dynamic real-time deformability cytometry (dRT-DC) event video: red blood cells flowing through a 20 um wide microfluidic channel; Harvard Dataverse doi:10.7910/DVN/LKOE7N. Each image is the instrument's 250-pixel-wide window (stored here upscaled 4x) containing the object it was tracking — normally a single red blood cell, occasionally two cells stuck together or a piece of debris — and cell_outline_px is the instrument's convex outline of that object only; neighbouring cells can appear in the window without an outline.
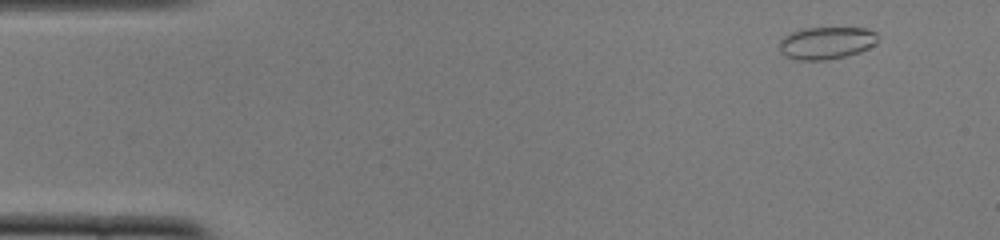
{"species": "common noctule bat (a hibernating species)", "species_latin": "Nyctalus noctula", "temperature_condition": "cold", "stored_images_in_passage": 51, "camera_frame_rate_fps": 3000, "um_per_image_px": 0.085, "animal": {"sex": "female", "body_mass_g": 22.0, "forearm_length_mm": 56.7}, "frame": {"image": 1, "passage_image": 4, "time_ms": 1.0, "image_size_px": [1000, 240], "cell_outline_px": [[876, 40], [868, 48], [860, 52], [844, 56], [824, 60], [796, 60], [784, 56], [780, 52], [780, 40], [784, 36], [792, 32], [804, 28], [868, 28], [876, 32]], "centroid_in_image_um": [70.2, 3.65], "position_along_channel_um": 14.8, "area_um2": 18.44}}
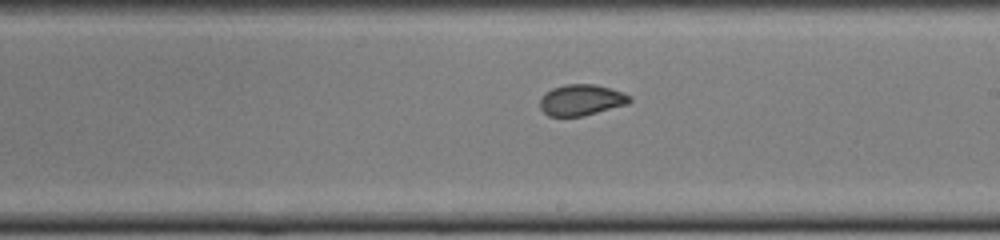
{"frame": {"image": 2, "passage_image": 29, "time_ms": 9.333, "image_size_px": [1000, 240], "cell_outline_px": [[632, 100], [628, 104], [584, 116], [548, 116], [540, 108], [540, 96], [544, 92], [552, 88], [564, 84], [592, 84], [608, 88], [632, 96]], "centroid_in_image_um": [49.38, 8.5], "position_along_channel_um": 239.6, "area_um2": 16.3}}
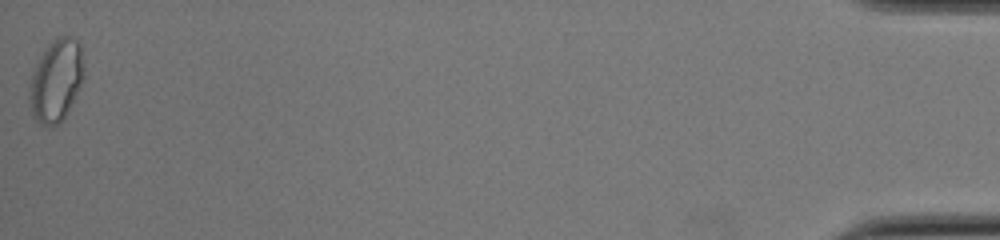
{"frame": {"image": 3, "passage_image": 51, "time_ms": 16.667, "image_size_px": [1000, 240], "cell_outline_px": [[84, 80], [68, 112], [56, 124], [48, 128], [40, 124], [32, 116], [28, 104], [28, 96], [32, 68], [48, 44], [52, 40], [60, 36], [72, 36], [80, 44], [84, 68]], "centroid_in_image_um": [4.75, 6.85], "position_along_channel_um": 430.5, "area_um2": 26.7}, "authors_computed_cell_mechanics": {"area_um2": 17.5712, "velocity_mm_per_s": 3.9081, "shape_relaxation_time_tau1_ms": null, "shape_relaxation_time_tau2_ms": 1.0645, "deformation_change_tau1": null, "deformation_change_tau2": 0.0513}}